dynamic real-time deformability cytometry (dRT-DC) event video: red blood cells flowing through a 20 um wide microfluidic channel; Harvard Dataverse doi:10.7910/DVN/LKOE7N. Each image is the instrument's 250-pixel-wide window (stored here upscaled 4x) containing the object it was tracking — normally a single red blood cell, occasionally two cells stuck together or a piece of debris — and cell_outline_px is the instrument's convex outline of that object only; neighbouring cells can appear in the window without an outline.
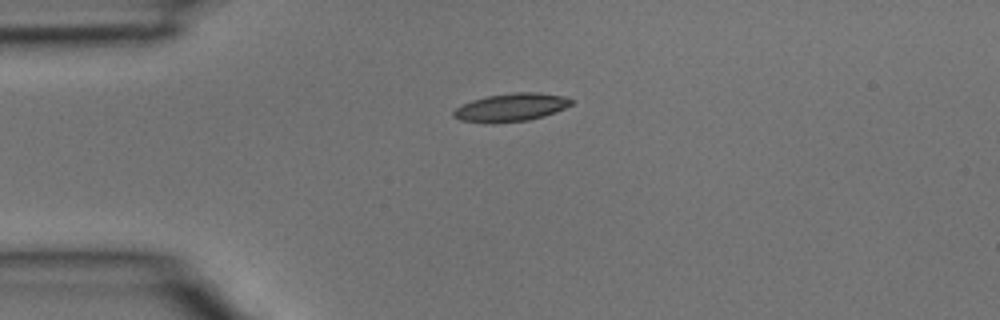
{"species": "common noctule bat (a hibernating species)", "species_latin": "Nyctalus noctula", "temperature_condition": "room temperature", "stored_images_in_passage": 1, "camera_frame_rate_fps": 3000, "um_per_image_px": 0.085, "animal": {"sex": "male", "body_mass_g": 15.6}, "frame": {"image": 1, "passage_image": 1, "time_ms": 0.0, "image_size_px": [1000, 320], "cell_outline_px": [[572, 104], [564, 108], [544, 116], [528, 120], [492, 124], [460, 120], [452, 116], [452, 112], [456, 108], [472, 100], [488, 96], [516, 92], [540, 92], [564, 96], [572, 100]], "centroid_in_image_um": [43.42, 9.13], "position_along_channel_um": 41.6, "area_um2": 19.25}}